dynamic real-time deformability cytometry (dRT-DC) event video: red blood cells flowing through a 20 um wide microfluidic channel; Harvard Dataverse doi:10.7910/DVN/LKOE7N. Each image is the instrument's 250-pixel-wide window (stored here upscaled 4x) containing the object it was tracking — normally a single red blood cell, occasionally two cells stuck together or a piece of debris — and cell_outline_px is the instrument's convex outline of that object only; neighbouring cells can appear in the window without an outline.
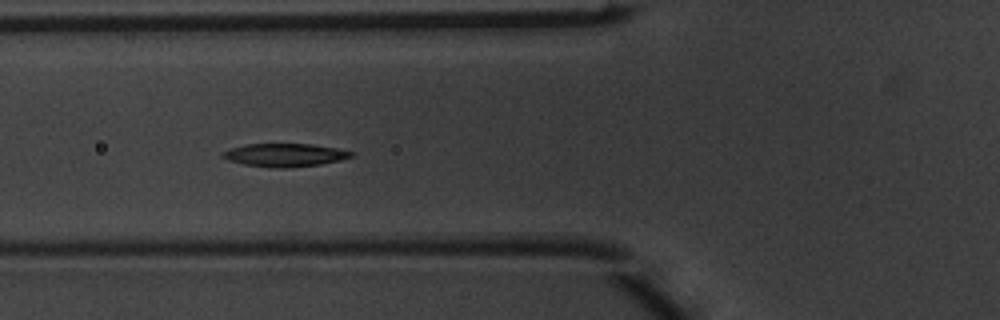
{"species": "common noctule bat (a hibernating species)", "species_latin": "Nyctalus noctula", "temperature_condition": "warm", "stored_images_in_passage": 9, "camera_frame_rate_fps": 3000, "um_per_image_px": 0.085, "animal": {"sex": "male", "body_mass_g": 20.1, "forearm_length_mm": 53.5}, "frame": {"image": 1, "passage_image": 7, "time_ms": 2.0, "image_size_px": [1000, 320], "cell_outline_px": [[356, 152], [352, 156], [340, 160], [320, 164], [284, 168], [276, 168], [244, 164], [228, 160], [220, 156], [220, 152], [244, 144], [312, 144], [336, 148]], "centroid_in_image_um": [24.19, 13.17], "position_along_channel_um": 101.6, "area_um2": 17.28}}
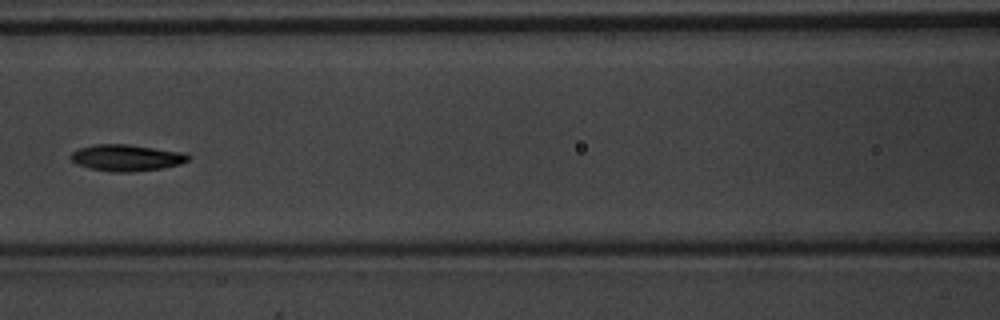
{"frame": {"image": 2, "passage_image": 8, "time_ms": 2.333, "image_size_px": [1000, 320], "cell_outline_px": [[192, 156], [188, 160], [180, 164], [160, 168], [128, 172], [112, 172], [88, 168], [76, 164], [68, 160], [68, 156], [72, 152], [80, 148], [96, 144], [128, 144], [188, 152]], "centroid_in_image_um": [10.74, 13.4], "position_along_channel_um": 155.9, "area_um2": 18.44}}
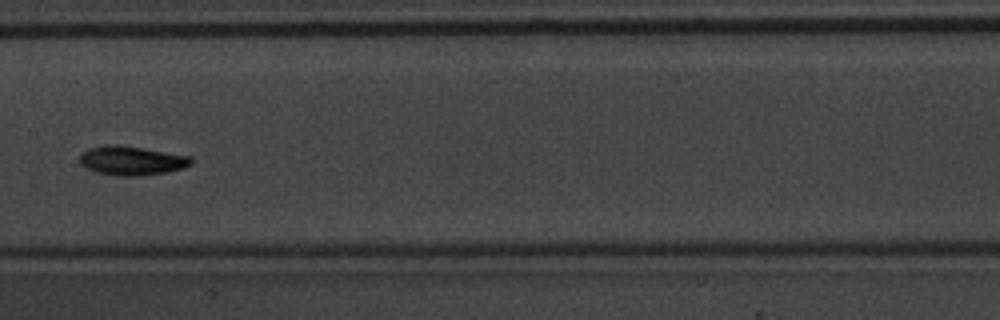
{"frame": {"image": 3, "passage_image": 9, "time_ms": 2.667, "image_size_px": [1000, 320], "cell_outline_px": [[196, 160], [192, 164], [184, 168], [168, 172], [136, 176], [120, 176], [96, 172], [84, 168], [80, 164], [80, 156], [88, 148], [108, 144], [116, 144], [144, 148], [192, 156]], "centroid_in_image_um": [11.23, 13.65], "position_along_channel_um": 196.2, "area_um2": 19.19}}